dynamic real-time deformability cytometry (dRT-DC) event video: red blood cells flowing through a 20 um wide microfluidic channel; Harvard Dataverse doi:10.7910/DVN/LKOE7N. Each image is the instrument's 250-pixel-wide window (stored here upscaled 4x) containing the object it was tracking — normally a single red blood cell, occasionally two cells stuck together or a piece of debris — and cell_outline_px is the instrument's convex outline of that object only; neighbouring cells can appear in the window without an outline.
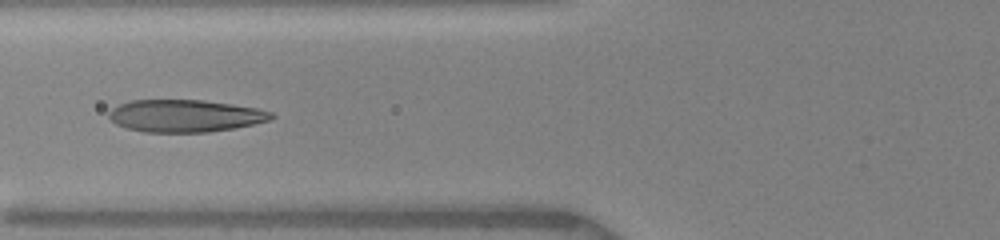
{"species": "human", "species_latin": "Homo sapiens", "temperature_condition": "warm", "stored_images_in_passage": 32, "camera_frame_rate_fps": 3000, "um_per_image_px": 0.085, "donor": {"sex": "female"}, "frame": {"image": 1, "passage_image": 5, "time_ms": 2.0, "image_size_px": [1000, 240], "cell_outline_px": [[276, 116], [268, 120], [252, 124], [232, 128], [208, 132], [144, 132], [128, 128], [116, 124], [108, 116], [108, 112], [112, 108], [120, 104], [132, 100], [204, 100], [232, 104], [256, 108], [272, 112]], "centroid_in_image_um": [15.72, 9.84], "position_along_channel_um": 110.1, "area_um2": 30.4}}
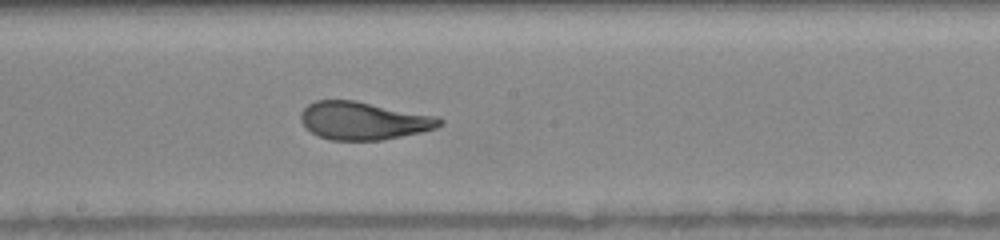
{"frame": {"image": 2, "passage_image": 10, "time_ms": 4.667, "image_size_px": [1000, 240], "cell_outline_px": [[444, 124], [436, 128], [420, 132], [380, 140], [332, 140], [320, 136], [312, 132], [300, 120], [300, 112], [308, 104], [316, 100], [356, 100], [440, 116], [444, 120]], "centroid_in_image_um": [30.95, 10.24], "position_along_channel_um": 217.3, "area_um2": 30.81}}
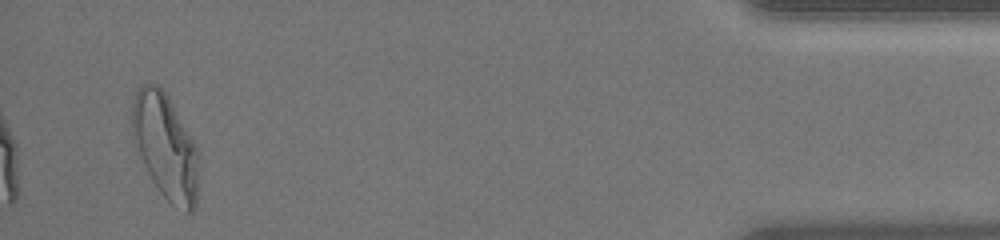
{"frame": {"image": 3, "passage_image": 28, "time_ms": 11.333, "image_size_px": [1000, 240], "cell_outline_px": [[196, 208], [192, 212], [184, 212], [172, 204], [160, 192], [148, 172], [144, 164], [136, 140], [132, 124], [132, 104], [136, 92], [144, 84], [156, 84], [164, 92], [192, 140], [196, 148]], "centroid_in_image_um": [14.05, 12.49], "position_along_channel_um": 421.1, "area_um2": 38.84}, "authors_computed_cell_mechanics": {"area_um2": 31.9923, "velocity_mm_per_s": 4.0265, "shape_relaxation_time_tau1_ms": 3.382, "shape_relaxation_time_tau2_ms": 0.8588, "deformation_change_tau1": 0.2175, "deformation_change_tau2": 0.092}}